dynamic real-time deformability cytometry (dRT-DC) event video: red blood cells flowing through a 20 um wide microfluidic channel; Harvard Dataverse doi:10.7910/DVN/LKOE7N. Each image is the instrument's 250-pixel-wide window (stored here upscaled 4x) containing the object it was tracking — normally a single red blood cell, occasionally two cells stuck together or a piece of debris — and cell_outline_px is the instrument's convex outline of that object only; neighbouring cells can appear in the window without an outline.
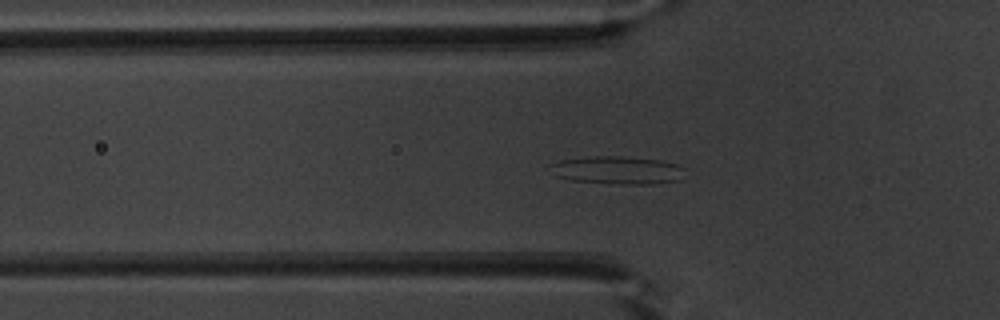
{"species": "common noctule bat (a hibernating species)", "species_latin": "Nyctalus noctula", "temperature_condition": "warm", "stored_images_in_passage": 53, "camera_frame_rate_fps": 3000, "um_per_image_px": 0.085, "animal": {"sex": "male", "body_mass_g": 20.1, "forearm_length_mm": 53.5}, "frame": {"image": 1, "passage_image": 18, "time_ms": 5.667, "image_size_px": [1000, 320], "cell_outline_px": [[688, 168], [680, 180], [656, 184], [620, 184], [572, 180], [556, 176], [548, 164], [560, 160], [592, 156], [620, 156], [664, 160]], "centroid_in_image_um": [52.56, 14.46], "position_along_channel_um": 73.2, "area_um2": 22.2}}
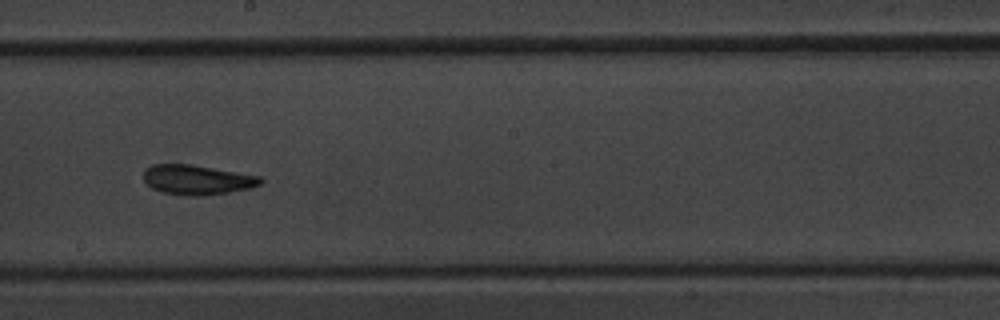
{"frame": {"image": 2, "passage_image": 30, "time_ms": 9.667, "image_size_px": [1000, 320], "cell_outline_px": [[264, 180], [260, 184], [252, 188], [204, 196], [192, 196], [164, 192], [152, 188], [144, 180], [144, 168], [152, 164], [192, 164], [260, 176]], "centroid_in_image_um": [16.76, 15.27], "position_along_channel_um": 231.4, "area_um2": 20.29}}
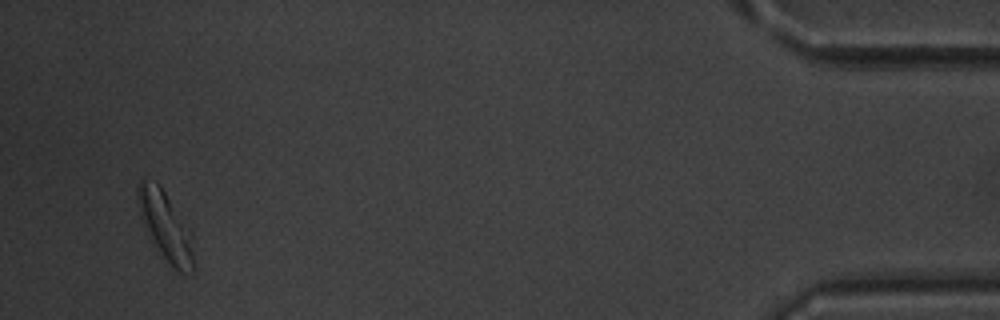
{"frame": {"image": 3, "passage_image": 50, "time_ms": 16.333, "image_size_px": [1000, 320], "cell_outline_px": [[196, 268], [192, 272], [180, 272], [172, 268], [160, 252], [144, 224], [136, 196], [136, 184], [140, 180], [156, 180], [160, 184], [192, 228]], "centroid_in_image_um": [14.15, 19.2], "position_along_channel_um": 421.0, "area_um2": 23.06}, "authors_computed_cell_mechanics": {"area_um2": 20.519, "velocity_mm_per_s": 3.9415, "shape_relaxation_time_tau1_ms": 4.7631, "shape_relaxation_time_tau2_ms": 4.8188, "deformation_change_tau1": 0.1683, "deformation_change_tau2": 0.1185}}